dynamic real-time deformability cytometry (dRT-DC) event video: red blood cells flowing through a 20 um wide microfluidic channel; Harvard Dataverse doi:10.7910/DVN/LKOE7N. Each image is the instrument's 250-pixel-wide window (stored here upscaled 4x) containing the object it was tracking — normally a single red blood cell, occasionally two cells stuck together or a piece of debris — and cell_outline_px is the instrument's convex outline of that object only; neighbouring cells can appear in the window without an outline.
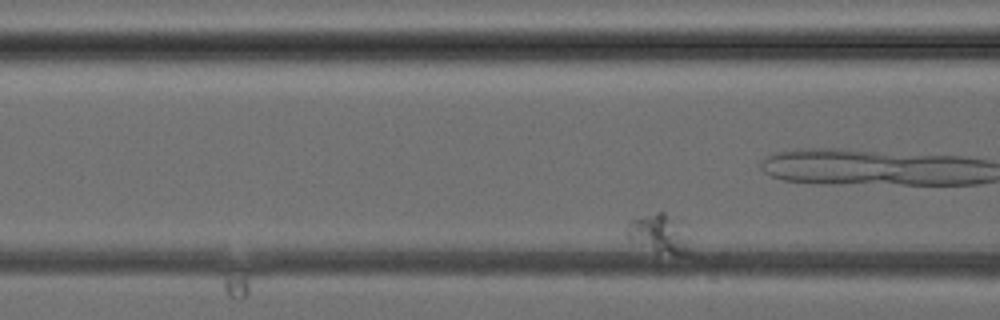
{"species": "common noctule bat (a hibernating species)", "species_latin": "Nyctalus noctula", "temperature_condition": "cold", "stored_images_in_passage": 32, "camera_frame_rate_fps": 3000, "um_per_image_px": 0.085, "animal": {"sex": "female", "body_mass_g": 24.6, "forearm_length_mm": 56.2}, "frame": {"image": 1, "passage_image": 5, "time_ms": 1.333, "image_size_px": [1000, 320], "cell_outline_px": [[692, 256], [680, 256], [656, 252], [628, 240], [624, 232], [624, 228], [628, 220], [656, 212], [664, 212], [680, 220], [692, 252]], "centroid_in_image_um": [56.01, 19.89], "position_along_channel_um": 110.6, "area_um2": 14.97}}
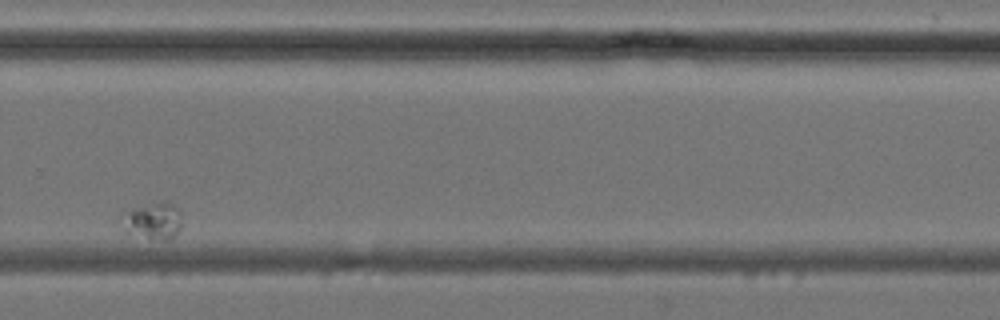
{"frame": {"image": 2, "passage_image": 23, "time_ms": 7.333, "image_size_px": [1000, 320], "cell_outline_px": [[180, 228], [172, 240], [160, 240], [124, 232], [116, 224], [116, 216], [132, 208], [156, 200], [168, 200], [180, 212]], "centroid_in_image_um": [12.87, 18.74], "position_along_channel_um": 316.9, "area_um2": 13.81}}